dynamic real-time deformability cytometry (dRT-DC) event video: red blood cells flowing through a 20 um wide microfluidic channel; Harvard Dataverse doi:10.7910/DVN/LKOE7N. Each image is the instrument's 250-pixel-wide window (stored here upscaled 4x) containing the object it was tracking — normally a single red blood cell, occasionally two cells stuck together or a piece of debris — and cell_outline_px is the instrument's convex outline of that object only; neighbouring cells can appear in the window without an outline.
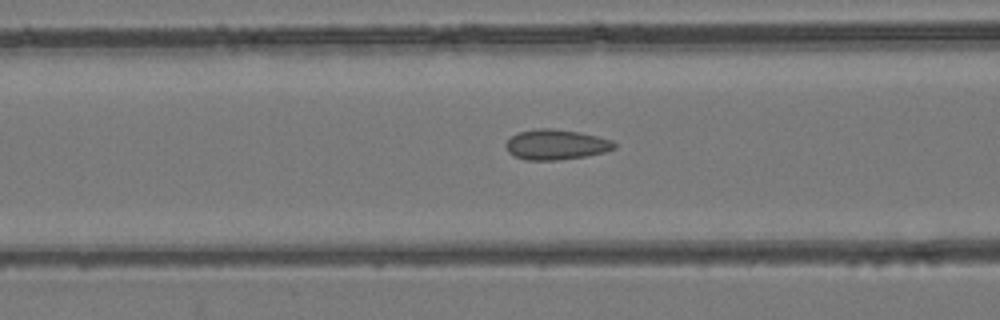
{"species": "common noctule bat (a hibernating species)", "species_latin": "Nyctalus noctula", "temperature_condition": "room temperature", "stored_images_in_passage": 32, "camera_frame_rate_fps": 3000, "um_per_image_px": 0.085, "animal": {"sex": "female", "body_mass_g": 24.6, "forearm_length_mm": 56.2}, "frame": {"image": 1, "passage_image": 12, "time_ms": 3.667, "image_size_px": [1000, 320], "cell_outline_px": [[616, 148], [604, 152], [584, 156], [556, 160], [524, 160], [508, 152], [504, 144], [516, 132], [536, 128], [552, 128], [580, 132], [612, 140], [616, 144]], "centroid_in_image_um": [47.23, 12.28], "position_along_channel_um": 119.4, "area_um2": 19.13}}
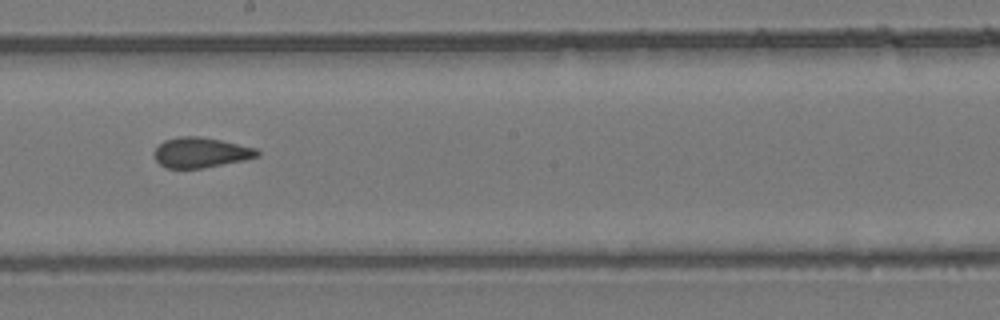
{"frame": {"image": 2, "passage_image": 20, "time_ms": 6.333, "image_size_px": [1000, 320], "cell_outline_px": [[260, 156], [200, 168], [168, 168], [160, 164], [156, 160], [156, 148], [164, 140], [180, 136], [200, 136], [220, 140], [256, 148], [260, 152]], "centroid_in_image_um": [17.06, 12.95], "position_along_channel_um": 231.1, "area_um2": 17.69}}
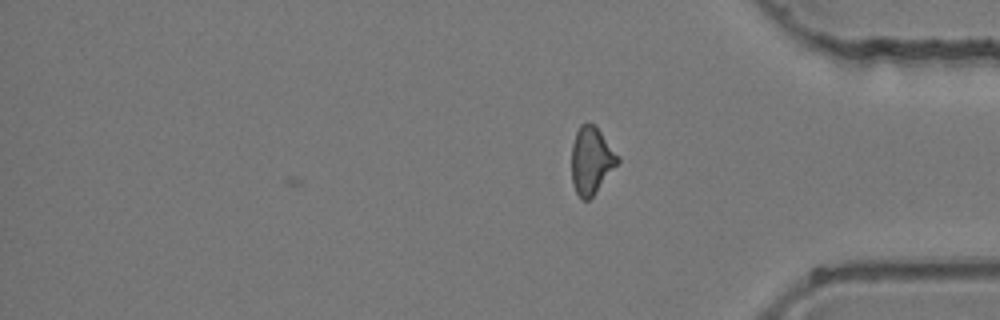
{"frame": {"image": 3, "passage_image": 32, "time_ms": 10.333, "image_size_px": [1000, 320], "cell_outline_px": [[620, 160], [592, 196], [588, 200], [580, 200], [572, 184], [572, 144], [576, 132], [580, 124], [588, 120], [596, 124], [620, 156]], "centroid_in_image_um": [50.26, 13.57], "position_along_channel_um": 384.9, "area_um2": 18.32}}